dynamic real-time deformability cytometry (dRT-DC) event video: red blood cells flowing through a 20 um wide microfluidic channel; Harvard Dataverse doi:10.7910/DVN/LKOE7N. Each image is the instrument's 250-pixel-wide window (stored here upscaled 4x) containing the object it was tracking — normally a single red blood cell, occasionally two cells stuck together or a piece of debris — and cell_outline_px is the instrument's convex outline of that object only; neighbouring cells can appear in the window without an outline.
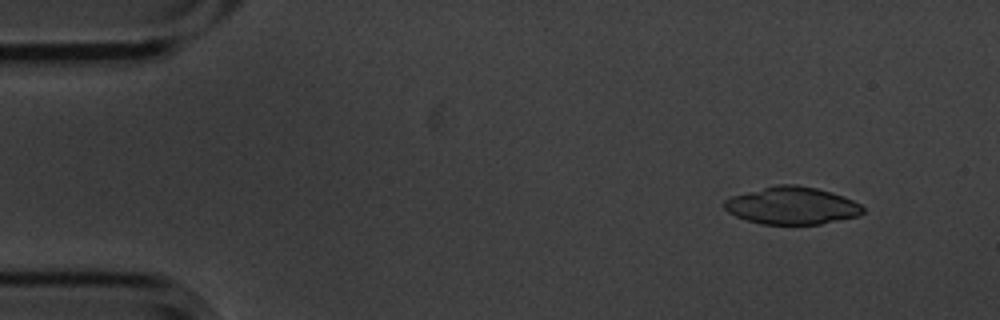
{"species": "common noctule bat (a hibernating species)", "species_latin": "Nyctalus noctula", "temperature_condition": "cold", "stored_images_in_passage": 6, "camera_frame_rate_fps": 3000, "um_per_image_px": 0.085, "animal": {"sex": "male", "body_mass_g": 20.1, "forearm_length_mm": 53.5}, "frame": {"image": 1, "passage_image": 2, "time_ms": 0.333, "image_size_px": [1000, 320], "cell_outline_px": [[864, 212], [860, 216], [820, 224], [760, 224], [736, 216], [728, 212], [720, 204], [724, 200], [732, 196], [776, 184], [796, 184], [816, 188], [832, 192], [844, 196], [860, 204], [864, 208]], "centroid_in_image_um": [67.31, 17.48], "position_along_channel_um": 17.7, "area_um2": 30.4}}